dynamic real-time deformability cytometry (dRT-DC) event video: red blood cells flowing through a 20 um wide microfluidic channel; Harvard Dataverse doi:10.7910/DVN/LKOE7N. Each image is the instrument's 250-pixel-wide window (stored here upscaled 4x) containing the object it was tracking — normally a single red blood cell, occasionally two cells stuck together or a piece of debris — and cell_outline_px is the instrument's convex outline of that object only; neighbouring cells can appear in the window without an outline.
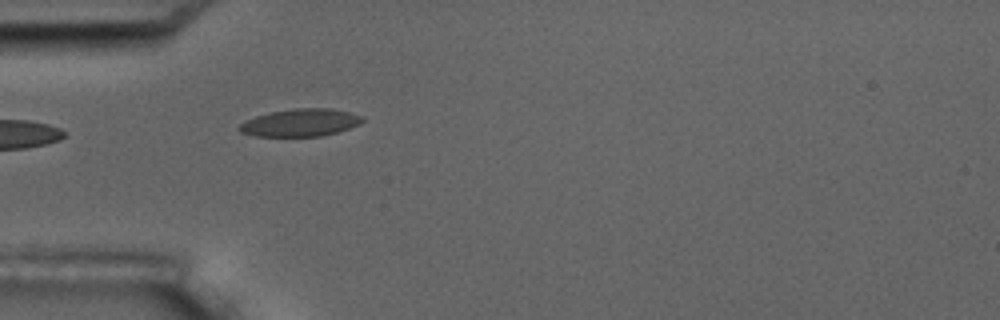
{"species": "common noctule bat (a hibernating species)", "species_latin": "Nyctalus noctula", "temperature_condition": "room temperature", "stored_images_in_passage": 5, "camera_frame_rate_fps": 3000, "um_per_image_px": 0.085, "animal": {"sex": "male", "body_mass_g": 17.5, "forearm_length_mm": 52.3}, "frame": {"image": 1, "passage_image": 5, "time_ms": 4.667, "image_size_px": [1000, 320], "cell_outline_px": [[364, 120], [360, 124], [336, 132], [320, 136], [256, 136], [240, 132], [236, 128], [244, 120], [268, 112], [292, 108], [332, 108], [364, 116]], "centroid_in_image_um": [25.5, 10.41], "position_along_channel_um": 59.5, "area_um2": 19.88}}